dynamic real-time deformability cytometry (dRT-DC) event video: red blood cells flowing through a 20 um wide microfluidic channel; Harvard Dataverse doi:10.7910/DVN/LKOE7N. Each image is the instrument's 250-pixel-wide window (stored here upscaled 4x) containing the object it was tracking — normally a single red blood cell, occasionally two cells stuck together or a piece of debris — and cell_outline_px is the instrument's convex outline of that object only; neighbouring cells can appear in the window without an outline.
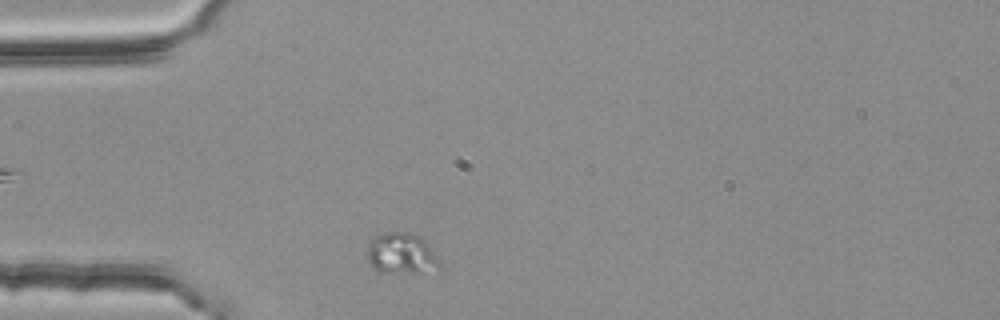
{"species": "common noctule bat (a hibernating species)", "species_latin": "Nyctalus noctula", "temperature_condition": "room temperature", "stored_images_in_passage": 35, "segment_of_instrument_passage": [1, 2], "camera_frame_rate_fps": 3000, "um_per_image_px": 0.085, "animal": {"sex": "female", "body_mass_g": 25.1}, "frame": {"image": 1, "passage_image": 1, "time_ms": 0.0, "image_size_px": [1000, 320], "cell_outline_px": [[440, 268], [416, 272], [376, 272], [372, 268], [364, 256], [368, 244], [376, 236], [384, 232], [412, 232], [420, 236], [440, 264]], "centroid_in_image_um": [34.0, 21.54], "position_along_channel_um": 51.0, "area_um2": 17.17}}
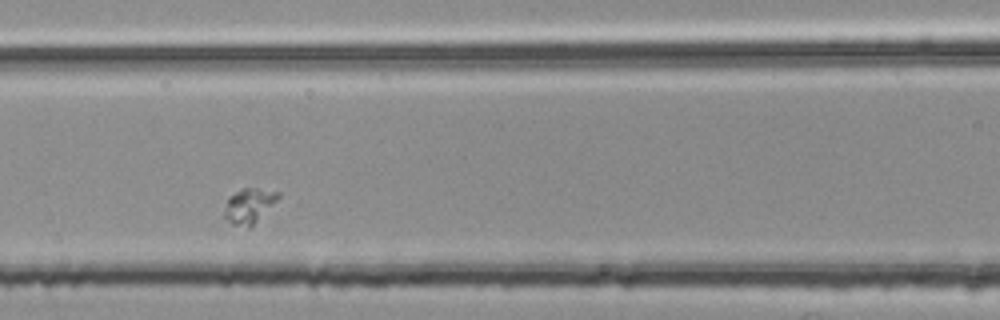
{"frame": {"image": 2, "passage_image": 10, "time_ms": 3.0, "image_size_px": [1000, 320], "cell_outline_px": [[280, 196], [252, 228], [248, 228], [232, 224], [224, 216], [224, 212], [228, 196], [244, 188], [256, 188], [280, 192]], "centroid_in_image_um": [21.17, 17.51], "position_along_channel_um": 145.4, "area_um2": 10.98}}
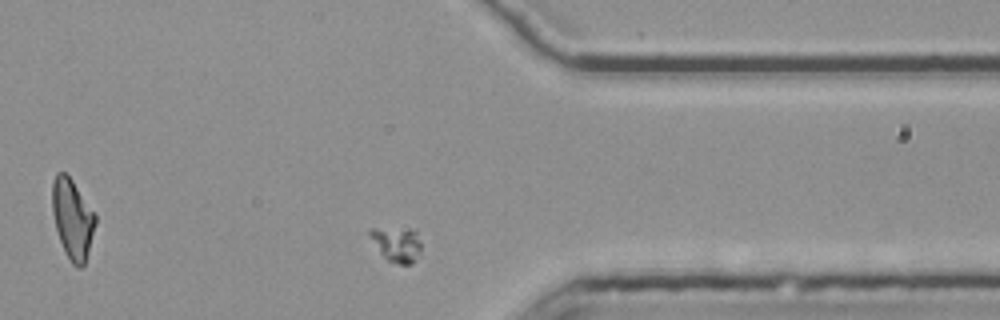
{"frame": {"image": 3, "passage_image": 30, "time_ms": 9.667, "image_size_px": [1000, 320], "cell_outline_px": [[420, 256], [412, 264], [400, 264], [388, 260], [380, 252], [368, 236], [368, 228], [416, 228], [420, 244]], "centroid_in_image_um": [33.73, 20.73], "position_along_channel_um": 377.7, "area_um2": 10.69}}